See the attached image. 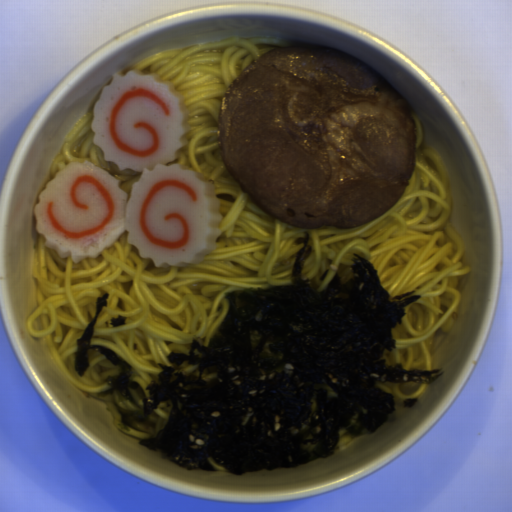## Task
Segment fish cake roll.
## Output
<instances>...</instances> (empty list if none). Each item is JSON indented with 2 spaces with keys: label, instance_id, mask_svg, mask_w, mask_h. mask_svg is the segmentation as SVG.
<instances>
[{
  "label": "fish cake roll",
  "instance_id": "fish-cake-roll-1",
  "mask_svg": "<svg viewBox=\"0 0 512 512\" xmlns=\"http://www.w3.org/2000/svg\"><path fill=\"white\" fill-rule=\"evenodd\" d=\"M185 99L171 81L115 73L93 107L92 142L104 161L142 173L129 201L119 180L89 160L67 163L33 206L45 246L73 263L96 259L127 232L156 267L196 266L212 253L223 217L203 173L170 164L190 133Z\"/></svg>",
  "mask_w": 512,
  "mask_h": 512
}]
</instances>
